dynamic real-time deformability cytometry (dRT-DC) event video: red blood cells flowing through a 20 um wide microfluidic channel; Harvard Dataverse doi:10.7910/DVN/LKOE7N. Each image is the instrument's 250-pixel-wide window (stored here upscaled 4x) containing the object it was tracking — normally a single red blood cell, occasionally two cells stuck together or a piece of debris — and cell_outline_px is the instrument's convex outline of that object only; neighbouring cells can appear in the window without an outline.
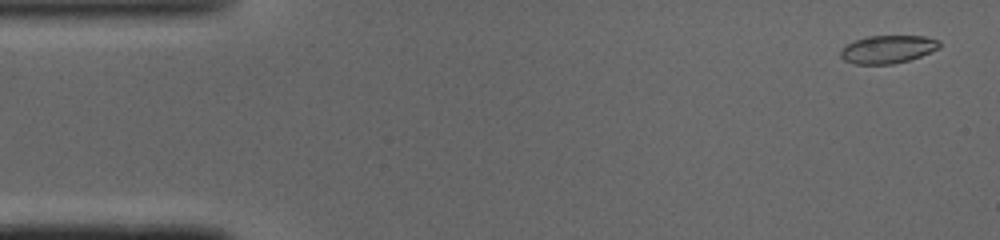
{"species": "common noctule bat (a hibernating species)", "species_latin": "Nyctalus noctula", "temperature_condition": "cold", "stored_images_in_passage": 49, "camera_frame_rate_fps": 3000, "um_per_image_px": 0.085, "animal": {"sex": "male", "body_mass_g": 19.0, "forearm_length_mm": 50.8}, "frame": {"image": 1, "passage_image": 2, "time_ms": 0.333, "image_size_px": [1000, 240], "cell_outline_px": [[940, 48], [920, 56], [908, 60], [892, 64], [856, 64], [844, 60], [840, 56], [840, 52], [848, 44], [864, 36], [924, 36], [940, 40]], "centroid_in_image_um": [75.48, 4.18], "position_along_channel_um": 9.5, "area_um2": 16.01}}
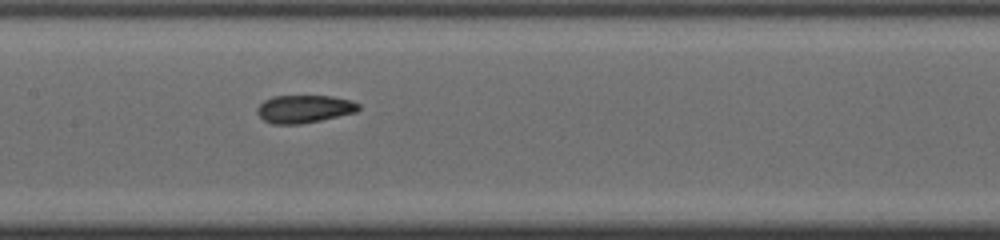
{"frame": {"image": 2, "passage_image": 23, "time_ms": 7.333, "image_size_px": [1000, 240], "cell_outline_px": [[360, 108], [356, 112], [320, 120], [300, 124], [272, 124], [264, 120], [256, 112], [256, 108], [264, 100], [272, 96], [332, 96], [352, 100], [360, 104]], "centroid_in_image_um": [25.85, 9.25], "position_along_channel_um": 181.5, "area_um2": 16.47}}
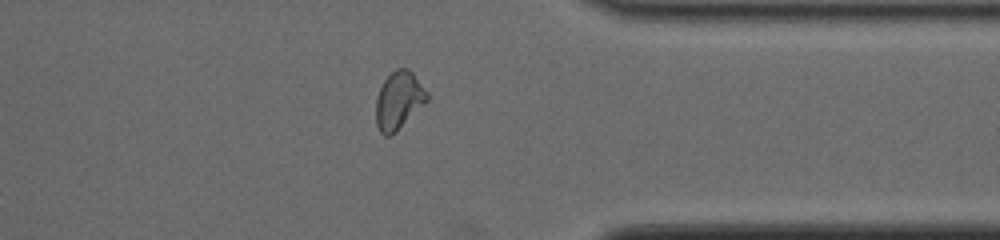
{"frame": {"image": 3, "passage_image": 38, "time_ms": 12.333, "image_size_px": [1000, 240], "cell_outline_px": [[428, 100], [392, 136], [384, 136], [380, 132], [376, 124], [376, 96], [384, 80], [396, 68], [408, 68], [412, 72], [428, 92]], "centroid_in_image_um": [33.88, 8.54], "position_along_channel_um": 377.5, "area_um2": 17.22}, "authors_computed_cell_mechanics": {"area_um2": 16.5308, "velocity_mm_per_s": 4.1023, "shape_relaxation_time_tau1_ms": null, "shape_relaxation_time_tau2_ms": 2.1396, "deformation_change_tau1": null, "deformation_change_tau2": 0.0694}}